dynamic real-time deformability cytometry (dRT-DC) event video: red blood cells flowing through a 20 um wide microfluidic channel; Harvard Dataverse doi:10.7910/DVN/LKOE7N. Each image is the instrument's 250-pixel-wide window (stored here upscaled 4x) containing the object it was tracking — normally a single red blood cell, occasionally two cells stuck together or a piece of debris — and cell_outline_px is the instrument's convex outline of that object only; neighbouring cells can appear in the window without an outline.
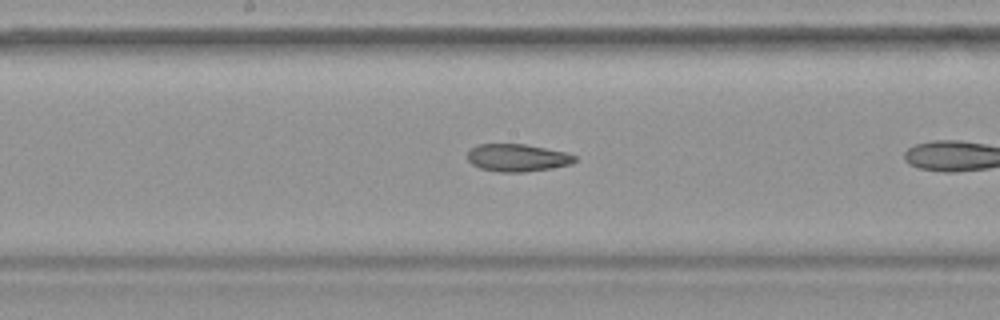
{"species": "common noctule bat (a hibernating species)", "species_latin": "Nyctalus noctula", "temperature_condition": "warm", "stored_images_in_passage": 16, "camera_frame_rate_fps": 3000, "um_per_image_px": 0.085, "animal": {"sex": "female", "body_mass_g": 19.9}, "frame": {"image": 1, "passage_image": 12, "time_ms": 3.667, "image_size_px": [1000, 320], "cell_outline_px": [[576, 160], [572, 164], [552, 168], [524, 172], [500, 172], [480, 168], [472, 164], [468, 160], [468, 152], [476, 144], [524, 144], [564, 152], [576, 156]], "centroid_in_image_um": [43.97, 13.41], "position_along_channel_um": 204.2, "area_um2": 17.11}}